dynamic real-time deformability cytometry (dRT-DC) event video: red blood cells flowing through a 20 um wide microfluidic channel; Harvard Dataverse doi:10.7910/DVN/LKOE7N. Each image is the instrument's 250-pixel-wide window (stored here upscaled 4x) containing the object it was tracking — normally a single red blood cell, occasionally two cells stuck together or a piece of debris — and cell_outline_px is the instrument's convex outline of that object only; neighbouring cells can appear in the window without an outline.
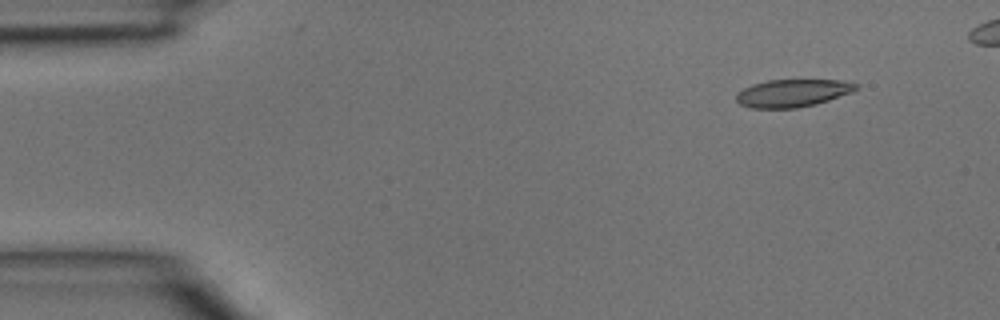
{"species": "common noctule bat (a hibernating species)", "species_latin": "Nyctalus noctula", "temperature_condition": "room temperature", "stored_images_in_passage": 4, "camera_frame_rate_fps": 3000, "um_per_image_px": 0.085, "animal": {"sex": "male", "body_mass_g": 15.6}, "frame": {"image": 1, "passage_image": 1, "time_ms": 0.0, "image_size_px": [1000, 320], "cell_outline_px": [[860, 84], [852, 92], [816, 104], [796, 108], [752, 108], [740, 104], [736, 100], [736, 92], [752, 84], [768, 80], [840, 80]], "centroid_in_image_um": [67.35, 7.91], "position_along_channel_um": 17.7, "area_um2": 19.25}}